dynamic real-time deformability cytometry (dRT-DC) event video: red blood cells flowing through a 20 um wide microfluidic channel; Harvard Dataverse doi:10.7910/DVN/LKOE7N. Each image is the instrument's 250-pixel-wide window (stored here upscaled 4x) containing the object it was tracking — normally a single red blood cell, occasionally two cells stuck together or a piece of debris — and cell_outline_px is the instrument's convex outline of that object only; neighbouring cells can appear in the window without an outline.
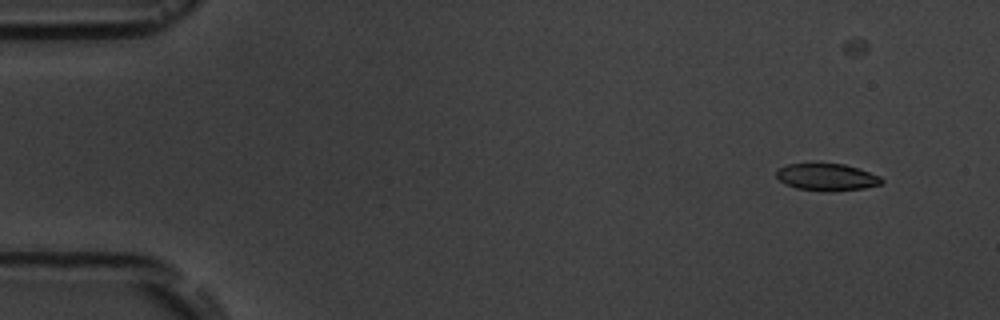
{"species": "common noctule bat (a hibernating species)", "species_latin": "Nyctalus noctula", "temperature_condition": "room temperature", "stored_images_in_passage": 6, "camera_frame_rate_fps": 3000, "um_per_image_px": 0.085, "animal": {"sex": "male", "body_mass_g": 19.5, "forearm_length_mm": 54.6}, "frame": {"image": 1, "passage_image": 2, "time_ms": 1.333, "image_size_px": [1000, 320], "cell_outline_px": [[884, 180], [880, 184], [864, 188], [832, 192], [828, 192], [796, 188], [784, 184], [776, 176], [776, 172], [780, 168], [788, 164], [844, 164], [860, 168], [880, 176]], "centroid_in_image_um": [70.3, 15.07], "position_along_channel_um": 14.7, "area_um2": 16.65}}
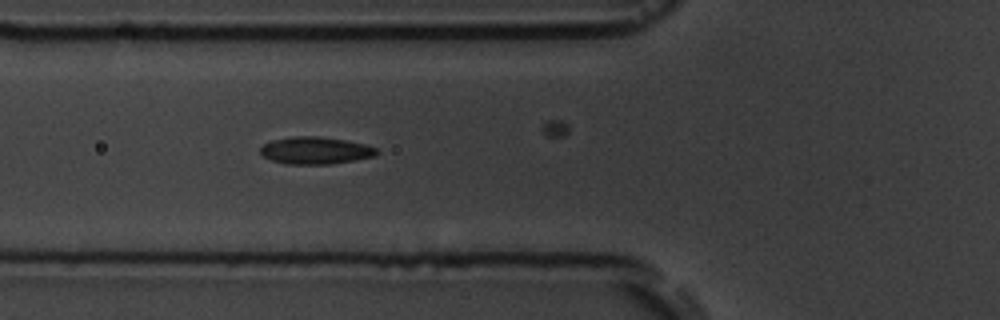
{"frame": {"image": 2, "passage_image": 6, "time_ms": 6.667, "image_size_px": [1000, 320], "cell_outline_px": [[380, 152], [376, 156], [328, 164], [288, 164], [272, 160], [264, 156], [260, 152], [260, 148], [264, 144], [272, 140], [292, 136], [320, 136], [344, 140], [364, 144], [376, 148]], "centroid_in_image_um": [26.81, 12.78], "position_along_channel_um": 99.0, "area_um2": 18.32}}